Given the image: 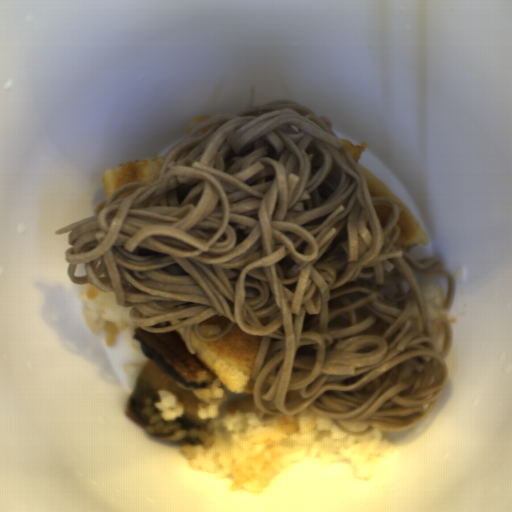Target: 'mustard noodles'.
<instances>
[{"mask_svg":"<svg viewBox=\"0 0 512 512\" xmlns=\"http://www.w3.org/2000/svg\"><path fill=\"white\" fill-rule=\"evenodd\" d=\"M400 214L371 195L331 118L256 105L248 85L245 107L167 149L158 179L117 187L53 234L69 233L67 279L114 292L143 331L184 328L194 354L192 329L262 337L243 391L258 422L308 408L359 437L415 426L449 380L456 275L394 245ZM443 277L449 315L431 321L421 290ZM216 314L231 323L205 338L198 325Z\"/></svg>","mask_w":512,"mask_h":512,"instance_id":"obj_1","label":"mustard noodles"}]
</instances>
